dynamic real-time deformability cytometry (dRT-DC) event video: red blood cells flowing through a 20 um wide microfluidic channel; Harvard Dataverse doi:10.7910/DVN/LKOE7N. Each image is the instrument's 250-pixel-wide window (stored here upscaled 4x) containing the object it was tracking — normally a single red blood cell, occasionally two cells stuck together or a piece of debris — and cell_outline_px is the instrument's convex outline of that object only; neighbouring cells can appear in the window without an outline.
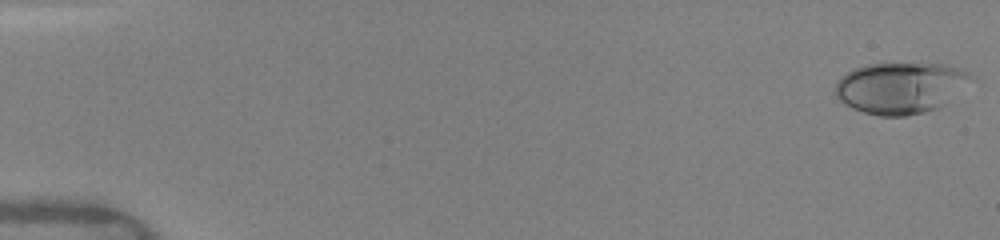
{"species": "human", "species_latin": "Homo sapiens", "temperature_condition": "warm", "stored_images_in_passage": 49, "camera_frame_rate_fps": 3000, "um_per_image_px": 0.085, "donor": {"sex": "female"}, "frame": {"image": 1, "passage_image": 1, "time_ms": 0.0, "image_size_px": [1000, 240], "cell_outline_px": [[968, 76], [940, 108], [924, 112], [904, 116], [880, 116], [864, 112], [852, 108], [844, 104], [836, 96], [836, 80], [840, 76], [864, 64], [944, 64], [968, 72]], "centroid_in_image_um": [76.39, 7.47], "position_along_channel_um": 8.6, "area_um2": 39.36}}
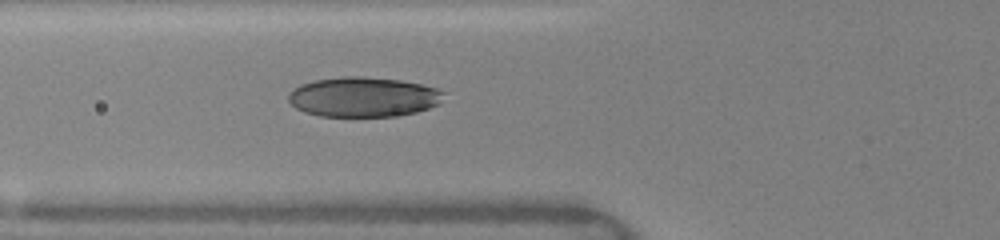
{"frame": {"image": 2, "passage_image": 19, "time_ms": 6.0, "image_size_px": [1000, 240], "cell_outline_px": [[448, 92], [440, 104], [416, 112], [396, 116], [320, 116], [304, 112], [296, 108], [288, 100], [288, 96], [292, 88], [300, 84], [316, 80], [344, 76], [360, 76], [400, 80], [420, 84], [436, 88]], "centroid_in_image_um": [30.91, 8.24], "position_along_channel_um": 94.9, "area_um2": 36.3}}
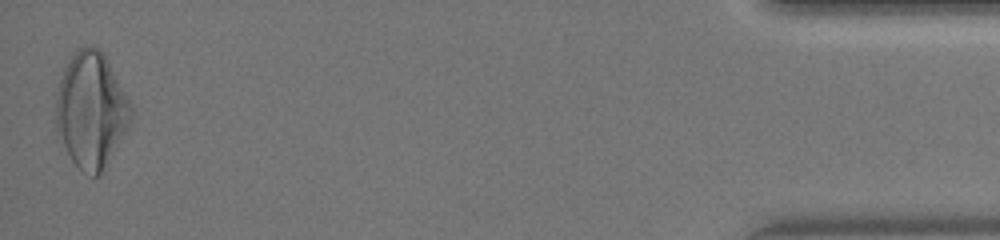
{"frame": {"image": 3, "passage_image": 49, "time_ms": 16.0, "image_size_px": [1000, 240], "cell_outline_px": [[132, 112], [128, 124], [104, 172], [100, 176], [92, 176], [80, 168], [72, 160], [56, 128], [56, 92], [64, 68], [68, 60], [76, 48], [88, 44], [92, 44], [100, 48], [104, 52], [132, 104]], "centroid_in_image_um": [7.75, 9.29], "position_along_channel_um": 427.4, "area_um2": 50.58}, "authors_computed_cell_mechanics": {"area_um2": 37.3966, "velocity_mm_per_s": 4.1094, "shape_relaxation_time_tau1_ms": 4.7139, "shape_relaxation_time_tau2_ms": 0.8606, "deformation_change_tau1": 0.1647, "deformation_change_tau2": 0.057}}